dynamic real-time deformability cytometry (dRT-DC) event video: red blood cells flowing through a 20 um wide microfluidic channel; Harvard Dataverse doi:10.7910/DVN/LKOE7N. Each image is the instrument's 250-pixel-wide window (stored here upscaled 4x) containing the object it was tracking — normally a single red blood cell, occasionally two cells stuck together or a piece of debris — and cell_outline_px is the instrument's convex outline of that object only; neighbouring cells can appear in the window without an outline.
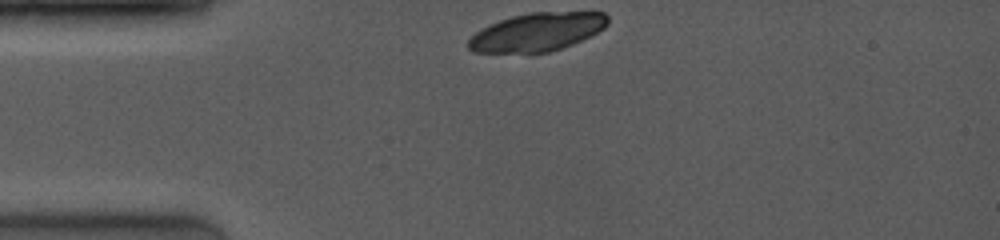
{"species": "common noctule bat (a hibernating species)", "species_latin": "Nyctalus noctula", "temperature_condition": "room temperature", "stored_images_in_passage": 2, "camera_frame_rate_fps": 4000, "um_per_image_px": 0.085, "animal": {"sex": "female", "body_mass_g": 19.0, "forearm_length_mm": 53.3}, "frame": {"image": 1, "passage_image": 1, "time_ms": 0.0, "image_size_px": [1000, 240], "cell_outline_px": [[608, 24], [604, 28], [572, 44], [548, 52], [472, 52], [468, 48], [468, 40], [476, 32], [500, 20], [512, 16], [528, 12], [604, 12], [608, 16]], "centroid_in_image_um": [45.66, 2.71], "position_along_channel_um": 39.3, "area_um2": 30.63}}